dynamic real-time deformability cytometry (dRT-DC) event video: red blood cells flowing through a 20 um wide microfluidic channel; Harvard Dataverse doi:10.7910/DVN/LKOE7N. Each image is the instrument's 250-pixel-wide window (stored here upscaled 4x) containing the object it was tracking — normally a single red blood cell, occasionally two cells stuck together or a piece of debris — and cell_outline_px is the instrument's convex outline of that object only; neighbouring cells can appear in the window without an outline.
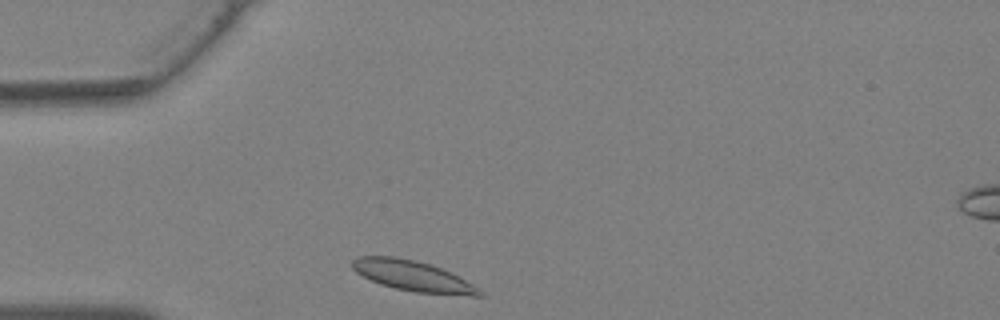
{"species": "Egyptian fruit bat (a non-hibernating species)", "species_latin": "Rousettus aegyptiacus", "temperature_condition": "warm", "stored_images_in_passage": 21, "camera_frame_rate_fps": 3000, "um_per_image_px": 0.085, "animal": {"sex": "female"}, "frame": {"image": 1, "passage_image": 1, "time_ms": 0.0, "image_size_px": [1000, 320], "cell_outline_px": [[484, 296], [472, 296], [416, 292], [396, 288], [380, 284], [356, 272], [352, 268], [352, 260], [356, 256], [396, 256], [416, 260], [432, 264], [480, 288], [484, 292]], "centroid_in_image_um": [35.09, 23.45], "position_along_channel_um": 49.9, "area_um2": 22.48}}
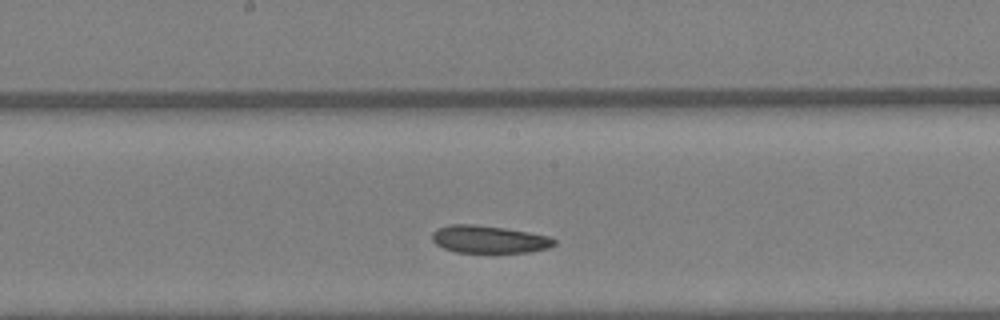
{"frame": {"image": 2, "passage_image": 11, "time_ms": 3.333, "image_size_px": [1000, 320], "cell_outline_px": [[556, 244], [548, 248], [528, 252], [456, 252], [444, 248], [436, 244], [432, 240], [432, 232], [436, 228], [448, 224], [472, 224], [504, 228], [528, 232], [548, 236], [556, 240]], "centroid_in_image_um": [41.53, 20.33], "position_along_channel_um": 206.7, "area_um2": 19.54}}
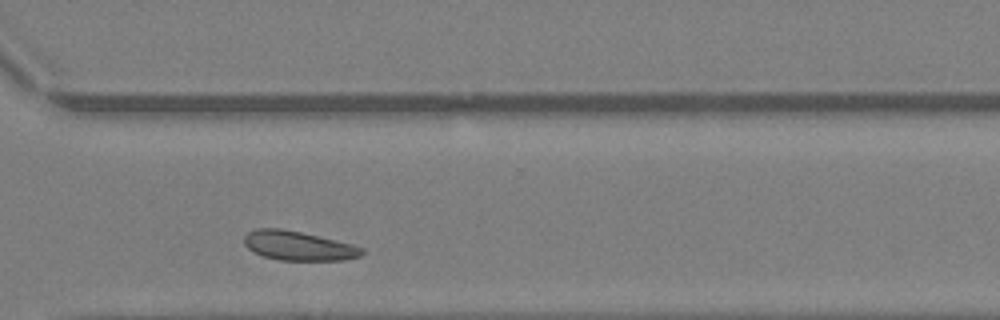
{"frame": {"image": 3, "passage_image": 19, "time_ms": 6.0, "image_size_px": [1000, 320], "cell_outline_px": [[364, 252], [360, 256], [344, 260], [280, 260], [264, 256], [252, 252], [244, 244], [244, 236], [248, 232], [256, 228], [280, 228], [300, 232], [364, 248]], "centroid_in_image_um": [25.3, 20.9], "position_along_channel_um": 345.3, "area_um2": 19.77}}